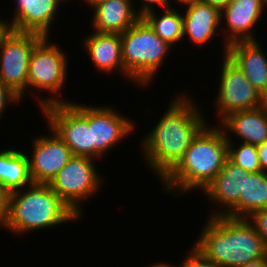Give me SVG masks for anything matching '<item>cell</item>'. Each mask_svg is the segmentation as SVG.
Segmentation results:
<instances>
[{"label":"cell","instance_id":"cell-36","mask_svg":"<svg viewBox=\"0 0 267 267\" xmlns=\"http://www.w3.org/2000/svg\"><path fill=\"white\" fill-rule=\"evenodd\" d=\"M171 1H172V0H169L170 5H171ZM175 1H177V2L179 3V4H178L179 6H182V5H185V4L194 2V1H196V0H175Z\"/></svg>","mask_w":267,"mask_h":267},{"label":"cell","instance_id":"cell-23","mask_svg":"<svg viewBox=\"0 0 267 267\" xmlns=\"http://www.w3.org/2000/svg\"><path fill=\"white\" fill-rule=\"evenodd\" d=\"M180 9H163L162 14L155 11L147 13L143 19L163 41L174 47L183 40V16Z\"/></svg>","mask_w":267,"mask_h":267},{"label":"cell","instance_id":"cell-14","mask_svg":"<svg viewBox=\"0 0 267 267\" xmlns=\"http://www.w3.org/2000/svg\"><path fill=\"white\" fill-rule=\"evenodd\" d=\"M14 15L7 22L8 29L50 35L51 24L57 18L58 7L67 0H15ZM58 10V11H57Z\"/></svg>","mask_w":267,"mask_h":267},{"label":"cell","instance_id":"cell-12","mask_svg":"<svg viewBox=\"0 0 267 267\" xmlns=\"http://www.w3.org/2000/svg\"><path fill=\"white\" fill-rule=\"evenodd\" d=\"M50 135H40L32 141L29 160L30 174L34 183L49 184L73 156L64 141L49 126ZM52 135V136H51ZM31 157V158H30Z\"/></svg>","mask_w":267,"mask_h":267},{"label":"cell","instance_id":"cell-1","mask_svg":"<svg viewBox=\"0 0 267 267\" xmlns=\"http://www.w3.org/2000/svg\"><path fill=\"white\" fill-rule=\"evenodd\" d=\"M196 101L183 92L175 96L141 143L145 165L161 180L183 157L193 138L208 123ZM201 110V111H200Z\"/></svg>","mask_w":267,"mask_h":267},{"label":"cell","instance_id":"cell-18","mask_svg":"<svg viewBox=\"0 0 267 267\" xmlns=\"http://www.w3.org/2000/svg\"><path fill=\"white\" fill-rule=\"evenodd\" d=\"M133 0H103L92 6V28L99 33H124L141 17Z\"/></svg>","mask_w":267,"mask_h":267},{"label":"cell","instance_id":"cell-20","mask_svg":"<svg viewBox=\"0 0 267 267\" xmlns=\"http://www.w3.org/2000/svg\"><path fill=\"white\" fill-rule=\"evenodd\" d=\"M218 124L224 134H235L243 143L259 145L267 140V108L264 106L231 113Z\"/></svg>","mask_w":267,"mask_h":267},{"label":"cell","instance_id":"cell-9","mask_svg":"<svg viewBox=\"0 0 267 267\" xmlns=\"http://www.w3.org/2000/svg\"><path fill=\"white\" fill-rule=\"evenodd\" d=\"M43 37L34 32L8 29L0 38V80L21 99L27 92L32 50Z\"/></svg>","mask_w":267,"mask_h":267},{"label":"cell","instance_id":"cell-35","mask_svg":"<svg viewBox=\"0 0 267 267\" xmlns=\"http://www.w3.org/2000/svg\"><path fill=\"white\" fill-rule=\"evenodd\" d=\"M151 267H176L174 265H171L170 263H165V262H156V264L152 265ZM180 267V265H179Z\"/></svg>","mask_w":267,"mask_h":267},{"label":"cell","instance_id":"cell-3","mask_svg":"<svg viewBox=\"0 0 267 267\" xmlns=\"http://www.w3.org/2000/svg\"><path fill=\"white\" fill-rule=\"evenodd\" d=\"M194 247L221 267H239L267 256L263 238L247 218L212 216Z\"/></svg>","mask_w":267,"mask_h":267},{"label":"cell","instance_id":"cell-27","mask_svg":"<svg viewBox=\"0 0 267 267\" xmlns=\"http://www.w3.org/2000/svg\"><path fill=\"white\" fill-rule=\"evenodd\" d=\"M21 98L0 80V119L11 103L19 104ZM9 104V105H8Z\"/></svg>","mask_w":267,"mask_h":267},{"label":"cell","instance_id":"cell-29","mask_svg":"<svg viewBox=\"0 0 267 267\" xmlns=\"http://www.w3.org/2000/svg\"><path fill=\"white\" fill-rule=\"evenodd\" d=\"M142 5L138 8L136 13L143 18L147 13L155 11V6L161 5L164 9L170 8L169 0H140ZM154 6V7H153Z\"/></svg>","mask_w":267,"mask_h":267},{"label":"cell","instance_id":"cell-26","mask_svg":"<svg viewBox=\"0 0 267 267\" xmlns=\"http://www.w3.org/2000/svg\"><path fill=\"white\" fill-rule=\"evenodd\" d=\"M247 219L267 246V208L253 212Z\"/></svg>","mask_w":267,"mask_h":267},{"label":"cell","instance_id":"cell-37","mask_svg":"<svg viewBox=\"0 0 267 267\" xmlns=\"http://www.w3.org/2000/svg\"><path fill=\"white\" fill-rule=\"evenodd\" d=\"M86 4L88 3V6L92 7L94 4H97L100 1L103 0H83Z\"/></svg>","mask_w":267,"mask_h":267},{"label":"cell","instance_id":"cell-7","mask_svg":"<svg viewBox=\"0 0 267 267\" xmlns=\"http://www.w3.org/2000/svg\"><path fill=\"white\" fill-rule=\"evenodd\" d=\"M97 159L73 155L49 183L59 198L81 219L82 203L96 196L103 186V178L97 172Z\"/></svg>","mask_w":267,"mask_h":267},{"label":"cell","instance_id":"cell-30","mask_svg":"<svg viewBox=\"0 0 267 267\" xmlns=\"http://www.w3.org/2000/svg\"><path fill=\"white\" fill-rule=\"evenodd\" d=\"M259 163L261 166V171L267 172V140L257 145Z\"/></svg>","mask_w":267,"mask_h":267},{"label":"cell","instance_id":"cell-33","mask_svg":"<svg viewBox=\"0 0 267 267\" xmlns=\"http://www.w3.org/2000/svg\"><path fill=\"white\" fill-rule=\"evenodd\" d=\"M7 20L0 19V38L8 30Z\"/></svg>","mask_w":267,"mask_h":267},{"label":"cell","instance_id":"cell-15","mask_svg":"<svg viewBox=\"0 0 267 267\" xmlns=\"http://www.w3.org/2000/svg\"><path fill=\"white\" fill-rule=\"evenodd\" d=\"M249 173L227 158L222 170L202 192L208 200L222 206L220 210L214 209L215 212L210 217L224 216L239 201V196L243 193L244 176Z\"/></svg>","mask_w":267,"mask_h":267},{"label":"cell","instance_id":"cell-2","mask_svg":"<svg viewBox=\"0 0 267 267\" xmlns=\"http://www.w3.org/2000/svg\"><path fill=\"white\" fill-rule=\"evenodd\" d=\"M214 125L207 123L193 138L183 157L161 179L162 191H171L174 198L193 189L202 192L222 170L228 158V141Z\"/></svg>","mask_w":267,"mask_h":267},{"label":"cell","instance_id":"cell-31","mask_svg":"<svg viewBox=\"0 0 267 267\" xmlns=\"http://www.w3.org/2000/svg\"><path fill=\"white\" fill-rule=\"evenodd\" d=\"M201 2L207 3L220 12L228 5L231 0H200Z\"/></svg>","mask_w":267,"mask_h":267},{"label":"cell","instance_id":"cell-8","mask_svg":"<svg viewBox=\"0 0 267 267\" xmlns=\"http://www.w3.org/2000/svg\"><path fill=\"white\" fill-rule=\"evenodd\" d=\"M47 126L64 141L73 155L92 158V128L89 127V106L81 103H53L44 107Z\"/></svg>","mask_w":267,"mask_h":267},{"label":"cell","instance_id":"cell-38","mask_svg":"<svg viewBox=\"0 0 267 267\" xmlns=\"http://www.w3.org/2000/svg\"><path fill=\"white\" fill-rule=\"evenodd\" d=\"M265 7L267 8V0H263Z\"/></svg>","mask_w":267,"mask_h":267},{"label":"cell","instance_id":"cell-4","mask_svg":"<svg viewBox=\"0 0 267 267\" xmlns=\"http://www.w3.org/2000/svg\"><path fill=\"white\" fill-rule=\"evenodd\" d=\"M79 219L49 184L33 183L10 193L9 218L4 229L22 236Z\"/></svg>","mask_w":267,"mask_h":267},{"label":"cell","instance_id":"cell-17","mask_svg":"<svg viewBox=\"0 0 267 267\" xmlns=\"http://www.w3.org/2000/svg\"><path fill=\"white\" fill-rule=\"evenodd\" d=\"M226 56L262 94L267 87V55L258 41H237L228 45Z\"/></svg>","mask_w":267,"mask_h":267},{"label":"cell","instance_id":"cell-6","mask_svg":"<svg viewBox=\"0 0 267 267\" xmlns=\"http://www.w3.org/2000/svg\"><path fill=\"white\" fill-rule=\"evenodd\" d=\"M49 39L48 36H44L34 46L28 66L27 91L29 88H36L37 94L33 93L32 96L39 102L41 110L53 103H70L67 99L59 98L62 93L60 91L68 78V55L66 56V52L59 45L51 43ZM42 90L44 93L50 92L51 96H44L43 99L41 96L40 98L36 96L38 91Z\"/></svg>","mask_w":267,"mask_h":267},{"label":"cell","instance_id":"cell-10","mask_svg":"<svg viewBox=\"0 0 267 267\" xmlns=\"http://www.w3.org/2000/svg\"><path fill=\"white\" fill-rule=\"evenodd\" d=\"M222 58L219 90L214 101L219 122L231 113L263 106L261 93L249 82L239 67L226 55Z\"/></svg>","mask_w":267,"mask_h":267},{"label":"cell","instance_id":"cell-13","mask_svg":"<svg viewBox=\"0 0 267 267\" xmlns=\"http://www.w3.org/2000/svg\"><path fill=\"white\" fill-rule=\"evenodd\" d=\"M264 6L263 0H231L221 11V25L224 22L227 27L223 32V55L233 42L257 41L253 29L262 18Z\"/></svg>","mask_w":267,"mask_h":267},{"label":"cell","instance_id":"cell-25","mask_svg":"<svg viewBox=\"0 0 267 267\" xmlns=\"http://www.w3.org/2000/svg\"><path fill=\"white\" fill-rule=\"evenodd\" d=\"M190 252V253H189ZM186 258L180 264V267H221L216 262L207 259L198 249L194 246L190 249Z\"/></svg>","mask_w":267,"mask_h":267},{"label":"cell","instance_id":"cell-11","mask_svg":"<svg viewBox=\"0 0 267 267\" xmlns=\"http://www.w3.org/2000/svg\"><path fill=\"white\" fill-rule=\"evenodd\" d=\"M89 105V127L92 128V158L98 159L135 131L134 122L113 106Z\"/></svg>","mask_w":267,"mask_h":267},{"label":"cell","instance_id":"cell-22","mask_svg":"<svg viewBox=\"0 0 267 267\" xmlns=\"http://www.w3.org/2000/svg\"><path fill=\"white\" fill-rule=\"evenodd\" d=\"M27 154L20 149L0 151V184L10 193L33 184Z\"/></svg>","mask_w":267,"mask_h":267},{"label":"cell","instance_id":"cell-21","mask_svg":"<svg viewBox=\"0 0 267 267\" xmlns=\"http://www.w3.org/2000/svg\"><path fill=\"white\" fill-rule=\"evenodd\" d=\"M264 208H267V172H252L244 176L243 193L224 216L248 218L253 212Z\"/></svg>","mask_w":267,"mask_h":267},{"label":"cell","instance_id":"cell-32","mask_svg":"<svg viewBox=\"0 0 267 267\" xmlns=\"http://www.w3.org/2000/svg\"><path fill=\"white\" fill-rule=\"evenodd\" d=\"M239 267H267V256L252 262H248L247 264Z\"/></svg>","mask_w":267,"mask_h":267},{"label":"cell","instance_id":"cell-5","mask_svg":"<svg viewBox=\"0 0 267 267\" xmlns=\"http://www.w3.org/2000/svg\"><path fill=\"white\" fill-rule=\"evenodd\" d=\"M121 41L124 77L133 85L148 88L174 48L157 36L143 18L121 34Z\"/></svg>","mask_w":267,"mask_h":267},{"label":"cell","instance_id":"cell-19","mask_svg":"<svg viewBox=\"0 0 267 267\" xmlns=\"http://www.w3.org/2000/svg\"><path fill=\"white\" fill-rule=\"evenodd\" d=\"M83 44L97 71L109 74L118 71L124 78L121 34L93 31Z\"/></svg>","mask_w":267,"mask_h":267},{"label":"cell","instance_id":"cell-28","mask_svg":"<svg viewBox=\"0 0 267 267\" xmlns=\"http://www.w3.org/2000/svg\"><path fill=\"white\" fill-rule=\"evenodd\" d=\"M10 192L0 184V227L5 228L9 218Z\"/></svg>","mask_w":267,"mask_h":267},{"label":"cell","instance_id":"cell-24","mask_svg":"<svg viewBox=\"0 0 267 267\" xmlns=\"http://www.w3.org/2000/svg\"><path fill=\"white\" fill-rule=\"evenodd\" d=\"M227 139L228 158L236 165L250 173L261 171L257 145L241 142L235 146L230 134H224Z\"/></svg>","mask_w":267,"mask_h":267},{"label":"cell","instance_id":"cell-34","mask_svg":"<svg viewBox=\"0 0 267 267\" xmlns=\"http://www.w3.org/2000/svg\"><path fill=\"white\" fill-rule=\"evenodd\" d=\"M262 105L267 108V87L261 94Z\"/></svg>","mask_w":267,"mask_h":267},{"label":"cell","instance_id":"cell-16","mask_svg":"<svg viewBox=\"0 0 267 267\" xmlns=\"http://www.w3.org/2000/svg\"><path fill=\"white\" fill-rule=\"evenodd\" d=\"M185 6L183 16V40L188 37L196 46H204L214 39L221 26V12L213 6L196 0Z\"/></svg>","mask_w":267,"mask_h":267}]
</instances>
